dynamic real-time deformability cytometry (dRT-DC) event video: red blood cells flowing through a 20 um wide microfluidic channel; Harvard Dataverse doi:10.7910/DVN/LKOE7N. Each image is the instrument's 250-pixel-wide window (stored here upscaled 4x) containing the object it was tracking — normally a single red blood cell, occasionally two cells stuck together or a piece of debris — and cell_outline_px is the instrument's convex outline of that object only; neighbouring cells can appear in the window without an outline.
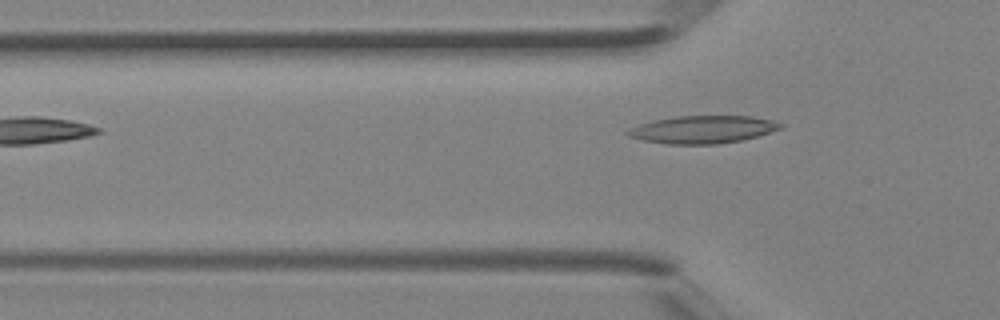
{"species": "Egyptian fruit bat (a non-hibernating species)", "species_latin": "Rousettus aegyptiacus", "temperature_condition": "room temperature", "stored_images_in_passage": 4, "camera_frame_rate_fps": 3000, "um_per_image_px": 0.085, "animal": {"sex": "female"}, "frame": {"image": 1, "passage_image": 4, "time_ms": 1.0, "image_size_px": [1000, 320], "cell_outline_px": [[784, 128], [756, 136], [740, 140], [716, 144], [668, 144], [644, 140], [628, 136], [628, 132], [632, 128], [640, 124], [656, 120], [676, 116], [752, 116], [772, 120], [784, 124]], "centroid_in_image_um": [59.8, 11.0], "position_along_channel_um": 66.0, "area_um2": 24.28}}